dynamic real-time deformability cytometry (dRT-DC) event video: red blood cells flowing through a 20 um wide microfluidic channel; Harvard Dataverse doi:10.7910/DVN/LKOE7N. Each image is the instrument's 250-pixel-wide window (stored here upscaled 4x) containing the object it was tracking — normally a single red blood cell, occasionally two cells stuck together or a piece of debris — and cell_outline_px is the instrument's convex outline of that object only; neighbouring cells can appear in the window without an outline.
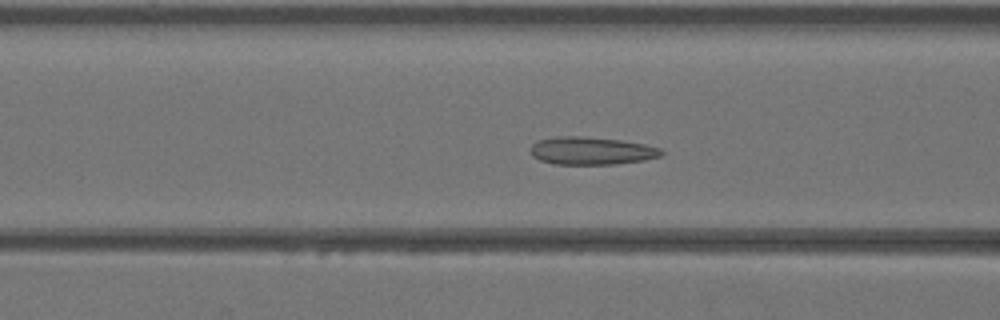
{"species": "Egyptian fruit bat (a non-hibernating species)", "species_latin": "Rousettus aegyptiacus", "temperature_condition": "warm", "stored_images_in_passage": 40, "camera_frame_rate_fps": 3000, "um_per_image_px": 0.085, "animal": {"sex": "female"}, "frame": {"image": 1, "passage_image": 14, "time_ms": 4.333, "image_size_px": [1000, 320], "cell_outline_px": [[664, 152], [660, 156], [644, 160], [616, 164], [552, 164], [540, 160], [532, 156], [532, 144], [536, 140], [556, 136], [584, 136], [620, 140], [644, 144], [660, 148]], "centroid_in_image_um": [50.25, 12.81], "position_along_channel_um": 116.3, "area_um2": 21.21}}
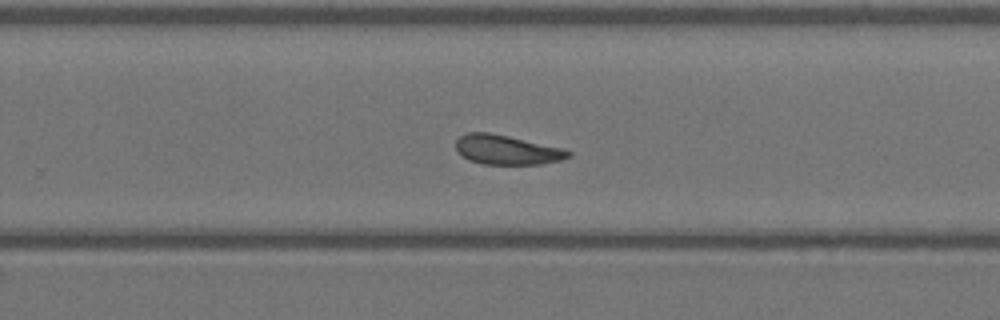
{"frame": {"image": 2, "passage_image": 25, "time_ms": 8.0, "image_size_px": [1000, 320], "cell_outline_px": [[572, 156], [560, 160], [540, 164], [480, 164], [468, 160], [456, 152], [456, 140], [460, 136], [468, 132], [488, 132], [508, 136], [564, 148], [572, 152]], "centroid_in_image_um": [43.06, 12.74], "position_along_channel_um": 286.7, "area_um2": 19.48}}
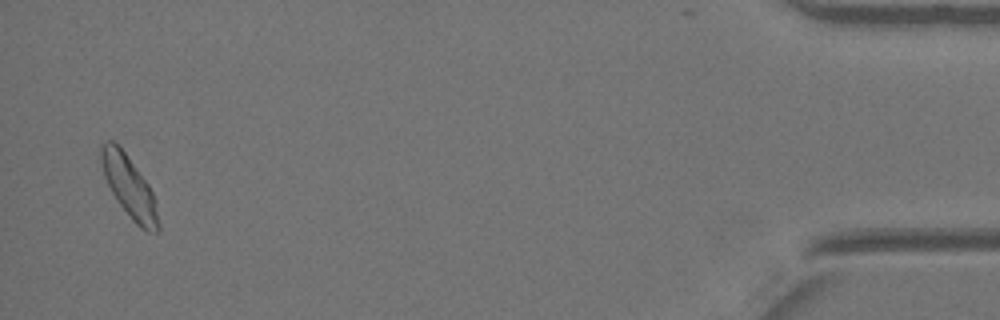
{"frame": {"image": 3, "passage_image": 39, "time_ms": 12.667, "image_size_px": [1000, 320], "cell_outline_px": [[160, 228], [156, 232], [148, 232], [140, 228], [132, 220], [120, 204], [112, 192], [104, 176], [100, 160], [100, 144], [108, 140], [112, 140], [124, 152], [148, 184], [156, 200], [160, 224]], "centroid_in_image_um": [11.0, 15.91], "position_along_channel_um": 424.2, "area_um2": 20.35}}